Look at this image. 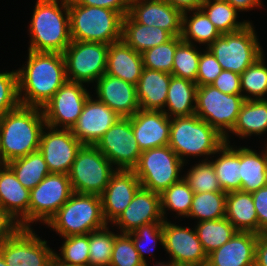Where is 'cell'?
I'll use <instances>...</instances> for the list:
<instances>
[{
	"label": "cell",
	"mask_w": 267,
	"mask_h": 266,
	"mask_svg": "<svg viewBox=\"0 0 267 266\" xmlns=\"http://www.w3.org/2000/svg\"><path fill=\"white\" fill-rule=\"evenodd\" d=\"M26 63L17 70L20 104L42 108L67 81L64 55L28 50Z\"/></svg>",
	"instance_id": "obj_1"
},
{
	"label": "cell",
	"mask_w": 267,
	"mask_h": 266,
	"mask_svg": "<svg viewBox=\"0 0 267 266\" xmlns=\"http://www.w3.org/2000/svg\"><path fill=\"white\" fill-rule=\"evenodd\" d=\"M46 126L42 108L19 105L0 116V164L39 150Z\"/></svg>",
	"instance_id": "obj_2"
},
{
	"label": "cell",
	"mask_w": 267,
	"mask_h": 266,
	"mask_svg": "<svg viewBox=\"0 0 267 266\" xmlns=\"http://www.w3.org/2000/svg\"><path fill=\"white\" fill-rule=\"evenodd\" d=\"M34 7L28 50L63 54L72 42L68 0H37Z\"/></svg>",
	"instance_id": "obj_3"
},
{
	"label": "cell",
	"mask_w": 267,
	"mask_h": 266,
	"mask_svg": "<svg viewBox=\"0 0 267 266\" xmlns=\"http://www.w3.org/2000/svg\"><path fill=\"white\" fill-rule=\"evenodd\" d=\"M224 143L225 137L196 114L171 118L168 146L185 164L188 156L207 155L204 161H208Z\"/></svg>",
	"instance_id": "obj_4"
},
{
	"label": "cell",
	"mask_w": 267,
	"mask_h": 266,
	"mask_svg": "<svg viewBox=\"0 0 267 266\" xmlns=\"http://www.w3.org/2000/svg\"><path fill=\"white\" fill-rule=\"evenodd\" d=\"M70 35L75 41L111 43L122 40L123 16L114 10L68 0Z\"/></svg>",
	"instance_id": "obj_5"
},
{
	"label": "cell",
	"mask_w": 267,
	"mask_h": 266,
	"mask_svg": "<svg viewBox=\"0 0 267 266\" xmlns=\"http://www.w3.org/2000/svg\"><path fill=\"white\" fill-rule=\"evenodd\" d=\"M61 237L89 234L105 227L100 195L73 193L46 223Z\"/></svg>",
	"instance_id": "obj_6"
},
{
	"label": "cell",
	"mask_w": 267,
	"mask_h": 266,
	"mask_svg": "<svg viewBox=\"0 0 267 266\" xmlns=\"http://www.w3.org/2000/svg\"><path fill=\"white\" fill-rule=\"evenodd\" d=\"M250 22L241 30L219 36L208 49L220 63L222 70L242 74L264 53Z\"/></svg>",
	"instance_id": "obj_7"
},
{
	"label": "cell",
	"mask_w": 267,
	"mask_h": 266,
	"mask_svg": "<svg viewBox=\"0 0 267 266\" xmlns=\"http://www.w3.org/2000/svg\"><path fill=\"white\" fill-rule=\"evenodd\" d=\"M185 163L168 146L142 151L137 165L133 168L141 187L162 194L172 184L179 181Z\"/></svg>",
	"instance_id": "obj_8"
},
{
	"label": "cell",
	"mask_w": 267,
	"mask_h": 266,
	"mask_svg": "<svg viewBox=\"0 0 267 266\" xmlns=\"http://www.w3.org/2000/svg\"><path fill=\"white\" fill-rule=\"evenodd\" d=\"M245 99L241 94H225L211 84L198 86L195 114L216 129L230 144L229 133L235 126Z\"/></svg>",
	"instance_id": "obj_9"
},
{
	"label": "cell",
	"mask_w": 267,
	"mask_h": 266,
	"mask_svg": "<svg viewBox=\"0 0 267 266\" xmlns=\"http://www.w3.org/2000/svg\"><path fill=\"white\" fill-rule=\"evenodd\" d=\"M117 169L95 146L83 145L68 172L73 192L101 195Z\"/></svg>",
	"instance_id": "obj_10"
},
{
	"label": "cell",
	"mask_w": 267,
	"mask_h": 266,
	"mask_svg": "<svg viewBox=\"0 0 267 266\" xmlns=\"http://www.w3.org/2000/svg\"><path fill=\"white\" fill-rule=\"evenodd\" d=\"M109 45L87 41H75L63 52L68 81L94 83L106 73Z\"/></svg>",
	"instance_id": "obj_11"
},
{
	"label": "cell",
	"mask_w": 267,
	"mask_h": 266,
	"mask_svg": "<svg viewBox=\"0 0 267 266\" xmlns=\"http://www.w3.org/2000/svg\"><path fill=\"white\" fill-rule=\"evenodd\" d=\"M73 193L68 174H48L30 190L29 228L39 221L46 225Z\"/></svg>",
	"instance_id": "obj_12"
},
{
	"label": "cell",
	"mask_w": 267,
	"mask_h": 266,
	"mask_svg": "<svg viewBox=\"0 0 267 266\" xmlns=\"http://www.w3.org/2000/svg\"><path fill=\"white\" fill-rule=\"evenodd\" d=\"M90 96L83 83L67 80L42 107L46 125L71 129Z\"/></svg>",
	"instance_id": "obj_13"
},
{
	"label": "cell",
	"mask_w": 267,
	"mask_h": 266,
	"mask_svg": "<svg viewBox=\"0 0 267 266\" xmlns=\"http://www.w3.org/2000/svg\"><path fill=\"white\" fill-rule=\"evenodd\" d=\"M95 147L116 169L123 170H133L142 153L134 138L131 117L119 118L105 132Z\"/></svg>",
	"instance_id": "obj_14"
},
{
	"label": "cell",
	"mask_w": 267,
	"mask_h": 266,
	"mask_svg": "<svg viewBox=\"0 0 267 266\" xmlns=\"http://www.w3.org/2000/svg\"><path fill=\"white\" fill-rule=\"evenodd\" d=\"M0 254L8 266H49L55 251L32 228H20L0 244Z\"/></svg>",
	"instance_id": "obj_15"
},
{
	"label": "cell",
	"mask_w": 267,
	"mask_h": 266,
	"mask_svg": "<svg viewBox=\"0 0 267 266\" xmlns=\"http://www.w3.org/2000/svg\"><path fill=\"white\" fill-rule=\"evenodd\" d=\"M163 247L175 266H206L207 254L195 228L163 222Z\"/></svg>",
	"instance_id": "obj_16"
},
{
	"label": "cell",
	"mask_w": 267,
	"mask_h": 266,
	"mask_svg": "<svg viewBox=\"0 0 267 266\" xmlns=\"http://www.w3.org/2000/svg\"><path fill=\"white\" fill-rule=\"evenodd\" d=\"M82 146L70 129L46 125L41 133L39 152L43 155L50 173L68 174Z\"/></svg>",
	"instance_id": "obj_17"
},
{
	"label": "cell",
	"mask_w": 267,
	"mask_h": 266,
	"mask_svg": "<svg viewBox=\"0 0 267 266\" xmlns=\"http://www.w3.org/2000/svg\"><path fill=\"white\" fill-rule=\"evenodd\" d=\"M119 118L121 116L115 111L90 96L77 122L70 130L83 145L95 146Z\"/></svg>",
	"instance_id": "obj_18"
},
{
	"label": "cell",
	"mask_w": 267,
	"mask_h": 266,
	"mask_svg": "<svg viewBox=\"0 0 267 266\" xmlns=\"http://www.w3.org/2000/svg\"><path fill=\"white\" fill-rule=\"evenodd\" d=\"M141 183L133 170L117 169L100 195L105 221L112 224L131 203Z\"/></svg>",
	"instance_id": "obj_19"
},
{
	"label": "cell",
	"mask_w": 267,
	"mask_h": 266,
	"mask_svg": "<svg viewBox=\"0 0 267 266\" xmlns=\"http://www.w3.org/2000/svg\"><path fill=\"white\" fill-rule=\"evenodd\" d=\"M154 222H164L161 212V196L141 187L131 203L111 225H116L120 233H131L140 226Z\"/></svg>",
	"instance_id": "obj_20"
},
{
	"label": "cell",
	"mask_w": 267,
	"mask_h": 266,
	"mask_svg": "<svg viewBox=\"0 0 267 266\" xmlns=\"http://www.w3.org/2000/svg\"><path fill=\"white\" fill-rule=\"evenodd\" d=\"M133 21L159 27L172 36H181L182 13L164 0H136L129 3L127 14Z\"/></svg>",
	"instance_id": "obj_21"
},
{
	"label": "cell",
	"mask_w": 267,
	"mask_h": 266,
	"mask_svg": "<svg viewBox=\"0 0 267 266\" xmlns=\"http://www.w3.org/2000/svg\"><path fill=\"white\" fill-rule=\"evenodd\" d=\"M131 125L141 151L168 145L171 118L163 111L139 109L131 116Z\"/></svg>",
	"instance_id": "obj_22"
},
{
	"label": "cell",
	"mask_w": 267,
	"mask_h": 266,
	"mask_svg": "<svg viewBox=\"0 0 267 266\" xmlns=\"http://www.w3.org/2000/svg\"><path fill=\"white\" fill-rule=\"evenodd\" d=\"M95 88L97 100L121 117H131L140 109L136 85L105 73L96 81Z\"/></svg>",
	"instance_id": "obj_23"
},
{
	"label": "cell",
	"mask_w": 267,
	"mask_h": 266,
	"mask_svg": "<svg viewBox=\"0 0 267 266\" xmlns=\"http://www.w3.org/2000/svg\"><path fill=\"white\" fill-rule=\"evenodd\" d=\"M29 202L30 190L19 182L6 164H0V207L21 228H29Z\"/></svg>",
	"instance_id": "obj_24"
},
{
	"label": "cell",
	"mask_w": 267,
	"mask_h": 266,
	"mask_svg": "<svg viewBox=\"0 0 267 266\" xmlns=\"http://www.w3.org/2000/svg\"><path fill=\"white\" fill-rule=\"evenodd\" d=\"M258 237L253 232L237 231L228 242L207 255L206 266H255Z\"/></svg>",
	"instance_id": "obj_25"
},
{
	"label": "cell",
	"mask_w": 267,
	"mask_h": 266,
	"mask_svg": "<svg viewBox=\"0 0 267 266\" xmlns=\"http://www.w3.org/2000/svg\"><path fill=\"white\" fill-rule=\"evenodd\" d=\"M143 69L141 53L136 52L123 40L109 45L106 74L137 85Z\"/></svg>",
	"instance_id": "obj_26"
},
{
	"label": "cell",
	"mask_w": 267,
	"mask_h": 266,
	"mask_svg": "<svg viewBox=\"0 0 267 266\" xmlns=\"http://www.w3.org/2000/svg\"><path fill=\"white\" fill-rule=\"evenodd\" d=\"M172 74L144 68L136 85L141 110H165Z\"/></svg>",
	"instance_id": "obj_27"
},
{
	"label": "cell",
	"mask_w": 267,
	"mask_h": 266,
	"mask_svg": "<svg viewBox=\"0 0 267 266\" xmlns=\"http://www.w3.org/2000/svg\"><path fill=\"white\" fill-rule=\"evenodd\" d=\"M225 217L237 231L253 232L259 235V223L252 193L243 191L227 192Z\"/></svg>",
	"instance_id": "obj_28"
},
{
	"label": "cell",
	"mask_w": 267,
	"mask_h": 266,
	"mask_svg": "<svg viewBox=\"0 0 267 266\" xmlns=\"http://www.w3.org/2000/svg\"><path fill=\"white\" fill-rule=\"evenodd\" d=\"M240 191L252 193L267 186V144L261 153L240 147Z\"/></svg>",
	"instance_id": "obj_29"
},
{
	"label": "cell",
	"mask_w": 267,
	"mask_h": 266,
	"mask_svg": "<svg viewBox=\"0 0 267 266\" xmlns=\"http://www.w3.org/2000/svg\"><path fill=\"white\" fill-rule=\"evenodd\" d=\"M172 37L164 29L135 22L128 15L123 17L122 40L136 52L142 53L169 41Z\"/></svg>",
	"instance_id": "obj_30"
},
{
	"label": "cell",
	"mask_w": 267,
	"mask_h": 266,
	"mask_svg": "<svg viewBox=\"0 0 267 266\" xmlns=\"http://www.w3.org/2000/svg\"><path fill=\"white\" fill-rule=\"evenodd\" d=\"M197 87L191 80L171 76L165 104L167 110L162 111L170 118L194 115Z\"/></svg>",
	"instance_id": "obj_31"
},
{
	"label": "cell",
	"mask_w": 267,
	"mask_h": 266,
	"mask_svg": "<svg viewBox=\"0 0 267 266\" xmlns=\"http://www.w3.org/2000/svg\"><path fill=\"white\" fill-rule=\"evenodd\" d=\"M215 154H219V156L217 155V158L210 162L214 167L222 191L240 190V147L235 148L225 142Z\"/></svg>",
	"instance_id": "obj_32"
},
{
	"label": "cell",
	"mask_w": 267,
	"mask_h": 266,
	"mask_svg": "<svg viewBox=\"0 0 267 266\" xmlns=\"http://www.w3.org/2000/svg\"><path fill=\"white\" fill-rule=\"evenodd\" d=\"M267 132V99L245 100L238 114V119L230 133L242 139Z\"/></svg>",
	"instance_id": "obj_33"
},
{
	"label": "cell",
	"mask_w": 267,
	"mask_h": 266,
	"mask_svg": "<svg viewBox=\"0 0 267 266\" xmlns=\"http://www.w3.org/2000/svg\"><path fill=\"white\" fill-rule=\"evenodd\" d=\"M191 13L192 17L188 16L187 12L182 15L181 39L191 44H206L208 48L222 34L202 9L193 10Z\"/></svg>",
	"instance_id": "obj_34"
},
{
	"label": "cell",
	"mask_w": 267,
	"mask_h": 266,
	"mask_svg": "<svg viewBox=\"0 0 267 266\" xmlns=\"http://www.w3.org/2000/svg\"><path fill=\"white\" fill-rule=\"evenodd\" d=\"M6 165L14 172L19 182L29 190L36 187L50 174L47 163L39 150L12 160Z\"/></svg>",
	"instance_id": "obj_35"
},
{
	"label": "cell",
	"mask_w": 267,
	"mask_h": 266,
	"mask_svg": "<svg viewBox=\"0 0 267 266\" xmlns=\"http://www.w3.org/2000/svg\"><path fill=\"white\" fill-rule=\"evenodd\" d=\"M201 9L221 34L241 30L250 21H237L238 11L225 0H203Z\"/></svg>",
	"instance_id": "obj_36"
},
{
	"label": "cell",
	"mask_w": 267,
	"mask_h": 266,
	"mask_svg": "<svg viewBox=\"0 0 267 266\" xmlns=\"http://www.w3.org/2000/svg\"><path fill=\"white\" fill-rule=\"evenodd\" d=\"M195 230L207 255L228 242L237 232L226 217L198 222Z\"/></svg>",
	"instance_id": "obj_37"
},
{
	"label": "cell",
	"mask_w": 267,
	"mask_h": 266,
	"mask_svg": "<svg viewBox=\"0 0 267 266\" xmlns=\"http://www.w3.org/2000/svg\"><path fill=\"white\" fill-rule=\"evenodd\" d=\"M226 195L224 191L194 193L187 218H196L198 222L224 218Z\"/></svg>",
	"instance_id": "obj_38"
},
{
	"label": "cell",
	"mask_w": 267,
	"mask_h": 266,
	"mask_svg": "<svg viewBox=\"0 0 267 266\" xmlns=\"http://www.w3.org/2000/svg\"><path fill=\"white\" fill-rule=\"evenodd\" d=\"M240 84L241 95L245 100H266L267 66L264 54L244 70L240 75Z\"/></svg>",
	"instance_id": "obj_39"
},
{
	"label": "cell",
	"mask_w": 267,
	"mask_h": 266,
	"mask_svg": "<svg viewBox=\"0 0 267 266\" xmlns=\"http://www.w3.org/2000/svg\"><path fill=\"white\" fill-rule=\"evenodd\" d=\"M194 192L189 187L186 180L181 178L179 181L172 184L167 188L161 196V212L164 220H168L165 217L166 211H175L176 215L184 218L189 215Z\"/></svg>",
	"instance_id": "obj_40"
},
{
	"label": "cell",
	"mask_w": 267,
	"mask_h": 266,
	"mask_svg": "<svg viewBox=\"0 0 267 266\" xmlns=\"http://www.w3.org/2000/svg\"><path fill=\"white\" fill-rule=\"evenodd\" d=\"M181 42V36H173L169 41L143 51L144 68L172 74L174 54Z\"/></svg>",
	"instance_id": "obj_41"
},
{
	"label": "cell",
	"mask_w": 267,
	"mask_h": 266,
	"mask_svg": "<svg viewBox=\"0 0 267 266\" xmlns=\"http://www.w3.org/2000/svg\"><path fill=\"white\" fill-rule=\"evenodd\" d=\"M108 224L89 233V266H109L116 234Z\"/></svg>",
	"instance_id": "obj_42"
},
{
	"label": "cell",
	"mask_w": 267,
	"mask_h": 266,
	"mask_svg": "<svg viewBox=\"0 0 267 266\" xmlns=\"http://www.w3.org/2000/svg\"><path fill=\"white\" fill-rule=\"evenodd\" d=\"M201 51L196 45L182 41L176 48L172 76L188 79L196 83Z\"/></svg>",
	"instance_id": "obj_43"
},
{
	"label": "cell",
	"mask_w": 267,
	"mask_h": 266,
	"mask_svg": "<svg viewBox=\"0 0 267 266\" xmlns=\"http://www.w3.org/2000/svg\"><path fill=\"white\" fill-rule=\"evenodd\" d=\"M188 170L183 177L194 193L222 191L210 160H202Z\"/></svg>",
	"instance_id": "obj_44"
},
{
	"label": "cell",
	"mask_w": 267,
	"mask_h": 266,
	"mask_svg": "<svg viewBox=\"0 0 267 266\" xmlns=\"http://www.w3.org/2000/svg\"><path fill=\"white\" fill-rule=\"evenodd\" d=\"M60 254L55 256L62 262L74 266H89V234L63 237Z\"/></svg>",
	"instance_id": "obj_45"
},
{
	"label": "cell",
	"mask_w": 267,
	"mask_h": 266,
	"mask_svg": "<svg viewBox=\"0 0 267 266\" xmlns=\"http://www.w3.org/2000/svg\"><path fill=\"white\" fill-rule=\"evenodd\" d=\"M143 265L144 262L135 249L131 236L128 233H116L109 266Z\"/></svg>",
	"instance_id": "obj_46"
},
{
	"label": "cell",
	"mask_w": 267,
	"mask_h": 266,
	"mask_svg": "<svg viewBox=\"0 0 267 266\" xmlns=\"http://www.w3.org/2000/svg\"><path fill=\"white\" fill-rule=\"evenodd\" d=\"M134 243L135 249L138 251L140 258L145 263V253H152L157 246V242L163 246V222H154L143 225L135 231L128 233ZM152 243L151 247H145V244ZM154 249V250H153Z\"/></svg>",
	"instance_id": "obj_47"
},
{
	"label": "cell",
	"mask_w": 267,
	"mask_h": 266,
	"mask_svg": "<svg viewBox=\"0 0 267 266\" xmlns=\"http://www.w3.org/2000/svg\"><path fill=\"white\" fill-rule=\"evenodd\" d=\"M20 105L17 70L0 73V116Z\"/></svg>",
	"instance_id": "obj_48"
},
{
	"label": "cell",
	"mask_w": 267,
	"mask_h": 266,
	"mask_svg": "<svg viewBox=\"0 0 267 266\" xmlns=\"http://www.w3.org/2000/svg\"><path fill=\"white\" fill-rule=\"evenodd\" d=\"M205 50H203V53L201 52L199 59L196 79L197 86L211 84L222 71L221 65L213 53L208 48Z\"/></svg>",
	"instance_id": "obj_49"
},
{
	"label": "cell",
	"mask_w": 267,
	"mask_h": 266,
	"mask_svg": "<svg viewBox=\"0 0 267 266\" xmlns=\"http://www.w3.org/2000/svg\"><path fill=\"white\" fill-rule=\"evenodd\" d=\"M211 85L228 95L241 94L240 74L229 70H222Z\"/></svg>",
	"instance_id": "obj_50"
},
{
	"label": "cell",
	"mask_w": 267,
	"mask_h": 266,
	"mask_svg": "<svg viewBox=\"0 0 267 266\" xmlns=\"http://www.w3.org/2000/svg\"><path fill=\"white\" fill-rule=\"evenodd\" d=\"M252 198L258 216L259 235H267V186L252 192Z\"/></svg>",
	"instance_id": "obj_51"
},
{
	"label": "cell",
	"mask_w": 267,
	"mask_h": 266,
	"mask_svg": "<svg viewBox=\"0 0 267 266\" xmlns=\"http://www.w3.org/2000/svg\"><path fill=\"white\" fill-rule=\"evenodd\" d=\"M74 3L86 6L108 8L119 12L123 17L128 14L129 3L127 0H72Z\"/></svg>",
	"instance_id": "obj_52"
},
{
	"label": "cell",
	"mask_w": 267,
	"mask_h": 266,
	"mask_svg": "<svg viewBox=\"0 0 267 266\" xmlns=\"http://www.w3.org/2000/svg\"><path fill=\"white\" fill-rule=\"evenodd\" d=\"M20 228L19 223L0 207V244L11 238Z\"/></svg>",
	"instance_id": "obj_53"
},
{
	"label": "cell",
	"mask_w": 267,
	"mask_h": 266,
	"mask_svg": "<svg viewBox=\"0 0 267 266\" xmlns=\"http://www.w3.org/2000/svg\"><path fill=\"white\" fill-rule=\"evenodd\" d=\"M255 266H267V235H259L256 241Z\"/></svg>",
	"instance_id": "obj_54"
},
{
	"label": "cell",
	"mask_w": 267,
	"mask_h": 266,
	"mask_svg": "<svg viewBox=\"0 0 267 266\" xmlns=\"http://www.w3.org/2000/svg\"><path fill=\"white\" fill-rule=\"evenodd\" d=\"M178 11L183 13H190L193 10L201 9L203 0H164Z\"/></svg>",
	"instance_id": "obj_55"
},
{
	"label": "cell",
	"mask_w": 267,
	"mask_h": 266,
	"mask_svg": "<svg viewBox=\"0 0 267 266\" xmlns=\"http://www.w3.org/2000/svg\"><path fill=\"white\" fill-rule=\"evenodd\" d=\"M229 2L238 12L253 10V8L262 7L261 0H225Z\"/></svg>",
	"instance_id": "obj_56"
},
{
	"label": "cell",
	"mask_w": 267,
	"mask_h": 266,
	"mask_svg": "<svg viewBox=\"0 0 267 266\" xmlns=\"http://www.w3.org/2000/svg\"><path fill=\"white\" fill-rule=\"evenodd\" d=\"M49 266H74V265H70V264H66L62 261H60L55 255L53 256V258L51 259Z\"/></svg>",
	"instance_id": "obj_57"
},
{
	"label": "cell",
	"mask_w": 267,
	"mask_h": 266,
	"mask_svg": "<svg viewBox=\"0 0 267 266\" xmlns=\"http://www.w3.org/2000/svg\"><path fill=\"white\" fill-rule=\"evenodd\" d=\"M149 264H147V261L144 263L143 266H148ZM154 266H175L171 261H168V263L165 262H158L156 264H154Z\"/></svg>",
	"instance_id": "obj_58"
},
{
	"label": "cell",
	"mask_w": 267,
	"mask_h": 266,
	"mask_svg": "<svg viewBox=\"0 0 267 266\" xmlns=\"http://www.w3.org/2000/svg\"><path fill=\"white\" fill-rule=\"evenodd\" d=\"M0 266H8L1 254H0Z\"/></svg>",
	"instance_id": "obj_59"
},
{
	"label": "cell",
	"mask_w": 267,
	"mask_h": 266,
	"mask_svg": "<svg viewBox=\"0 0 267 266\" xmlns=\"http://www.w3.org/2000/svg\"><path fill=\"white\" fill-rule=\"evenodd\" d=\"M127 1H128V3H131V2L136 1V0H127Z\"/></svg>",
	"instance_id": "obj_60"
}]
</instances>
